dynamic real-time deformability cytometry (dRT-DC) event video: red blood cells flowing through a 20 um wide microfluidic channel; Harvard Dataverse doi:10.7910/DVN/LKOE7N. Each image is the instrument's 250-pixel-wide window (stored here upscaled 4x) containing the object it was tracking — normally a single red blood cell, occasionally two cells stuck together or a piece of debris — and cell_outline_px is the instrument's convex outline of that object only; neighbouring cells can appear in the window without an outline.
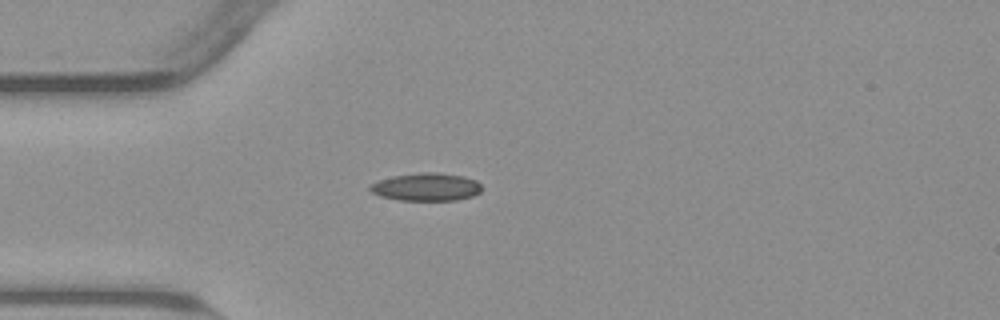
{"species": "common noctule bat (a hibernating species)", "species_latin": "Nyctalus noctula", "temperature_condition": "warm", "stored_images_in_passage": 40, "camera_frame_rate_fps": 3000, "um_per_image_px": 0.085, "animal": {"sex": "male", "body_mass_g": 23.1, "forearm_length_mm": 52.7}, "frame": {"image": 1, "passage_image": 1, "time_ms": 0.0, "image_size_px": [1000, 320], "cell_outline_px": [[480, 192], [472, 196], [456, 200], [400, 200], [380, 196], [372, 192], [368, 188], [368, 184], [392, 176], [420, 172], [436, 172], [464, 176], [476, 180], [480, 184]], "centroid_in_image_um": [36.21, 15.88], "position_along_channel_um": 48.8, "area_um2": 18.15}}
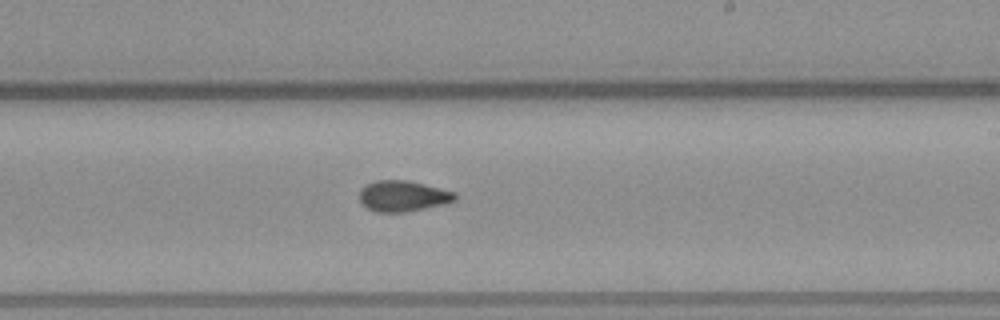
{"frame": {"image": 2, "passage_image": 18, "time_ms": 5.667, "image_size_px": [1000, 320], "cell_outline_px": [[456, 200], [444, 204], [404, 212], [376, 212], [368, 208], [360, 200], [360, 188], [376, 180], [408, 180], [456, 192]], "centroid_in_image_um": [34.26, 16.66], "position_along_channel_um": 254.7, "area_um2": 17.05}}
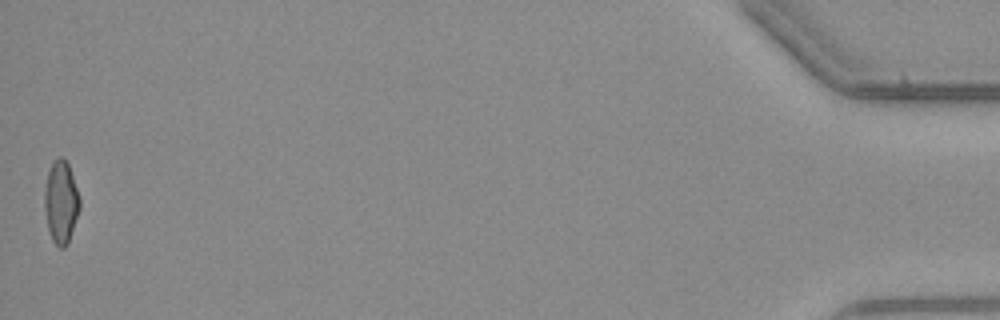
{"frame": {"image": 3, "passage_image": 40, "time_ms": 13.0, "image_size_px": [1000, 320], "cell_outline_px": [[80, 208], [68, 244], [64, 248], [60, 248], [52, 240], [48, 232], [44, 208], [44, 192], [48, 172], [52, 164], [60, 156], [68, 164], [80, 200]], "centroid_in_image_um": [5.17, 17.24], "position_along_channel_um": 430.0, "area_um2": 16.76}, "authors_computed_cell_mechanics": {"area_um2": 17.051, "velocity_mm_per_s": 3.8304, "shape_relaxation_time_tau1_ms": null, "shape_relaxation_time_tau2_ms": 2.3974, "deformation_change_tau1": null, "deformation_change_tau2": 0.0849}}